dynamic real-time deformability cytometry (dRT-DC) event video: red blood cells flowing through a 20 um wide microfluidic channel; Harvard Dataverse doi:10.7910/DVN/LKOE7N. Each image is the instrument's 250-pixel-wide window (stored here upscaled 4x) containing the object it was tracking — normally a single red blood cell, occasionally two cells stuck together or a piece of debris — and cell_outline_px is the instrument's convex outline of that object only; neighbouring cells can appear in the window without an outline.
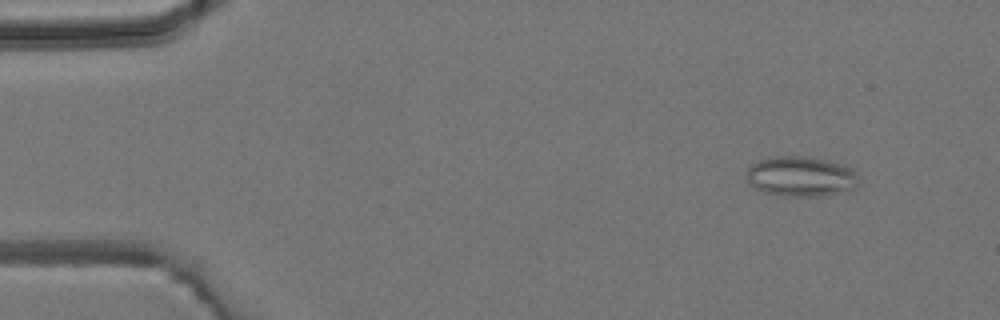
{"species": "common noctule bat (a hibernating species)", "species_latin": "Nyctalus noctula", "temperature_condition": "room temperature", "stored_images_in_passage": 3, "camera_frame_rate_fps": 3000, "um_per_image_px": 0.085, "animal": {"sex": "male", "body_mass_g": 19.2, "forearm_length_mm": 51.8}, "frame": {"image": 1, "passage_image": 1, "time_ms": 0.0, "image_size_px": [1000, 320], "cell_outline_px": [[860, 184], [856, 188], [848, 192], [824, 196], [780, 196], [764, 192], [748, 184], [748, 168], [752, 164], [768, 156], [808, 156], [828, 160], [844, 164], [852, 168], [860, 176]], "centroid_in_image_um": [68.16, 15.0], "position_along_channel_um": 16.8, "area_um2": 26.99}}
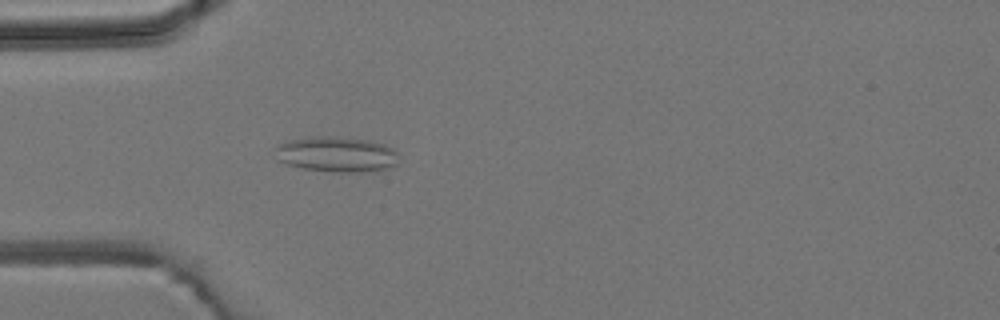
{"frame": {"image": 2, "passage_image": 3, "time_ms": 3.333, "image_size_px": [1000, 320], "cell_outline_px": [[396, 164], [384, 168], [356, 172], [336, 172], [300, 168], [284, 164], [276, 160], [276, 144], [288, 140], [324, 136], [328, 136], [368, 140], [384, 144], [392, 148], [396, 152]], "centroid_in_image_um": [28.51, 13.11], "position_along_channel_um": 56.5, "area_um2": 25.2}}